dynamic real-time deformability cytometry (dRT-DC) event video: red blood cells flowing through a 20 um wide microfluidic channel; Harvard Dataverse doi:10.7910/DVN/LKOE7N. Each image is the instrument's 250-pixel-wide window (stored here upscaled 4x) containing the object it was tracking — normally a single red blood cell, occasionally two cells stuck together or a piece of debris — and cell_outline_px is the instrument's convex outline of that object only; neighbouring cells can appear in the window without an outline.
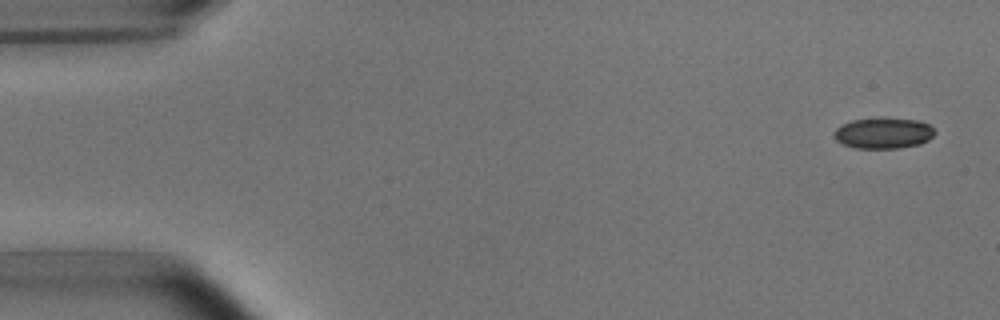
{"species": "common noctule bat (a hibernating species)", "species_latin": "Nyctalus noctula", "temperature_condition": "room temperature", "stored_images_in_passage": 10, "camera_frame_rate_fps": 3000, "um_per_image_px": 0.085, "animal": {"sex": "male", "body_mass_g": 15.6}, "frame": {"image": 1, "passage_image": 1, "time_ms": 0.0, "image_size_px": [1000, 320], "cell_outline_px": [[936, 132], [928, 140], [920, 144], [900, 148], [856, 148], [844, 144], [836, 140], [832, 136], [832, 132], [836, 128], [852, 120], [920, 120], [928, 124]], "centroid_in_image_um": [75.08, 11.35], "position_along_channel_um": 9.9, "area_um2": 17.57}}
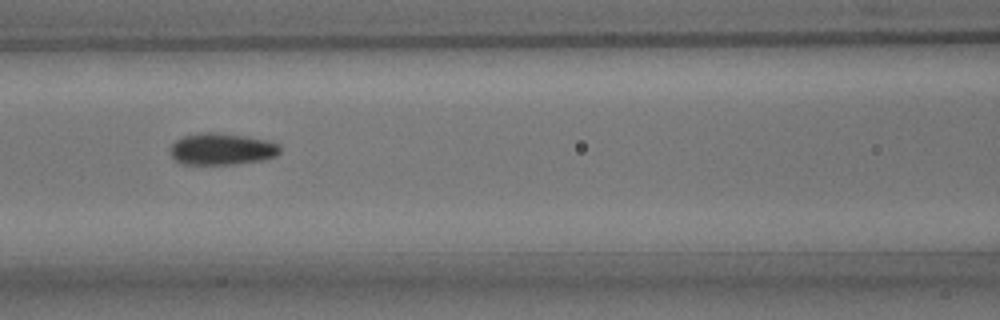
{"frame": {"image": 2, "passage_image": 7, "time_ms": 7.0, "image_size_px": [1000, 320], "cell_outline_px": [[280, 152], [276, 156], [264, 160], [236, 164], [180, 164], [172, 156], [172, 144], [176, 140], [184, 136], [200, 132], [216, 132], [244, 136], [268, 140], [280, 144]], "centroid_in_image_um": [18.89, 12.67], "position_along_channel_um": 147.7, "area_um2": 20.35}}
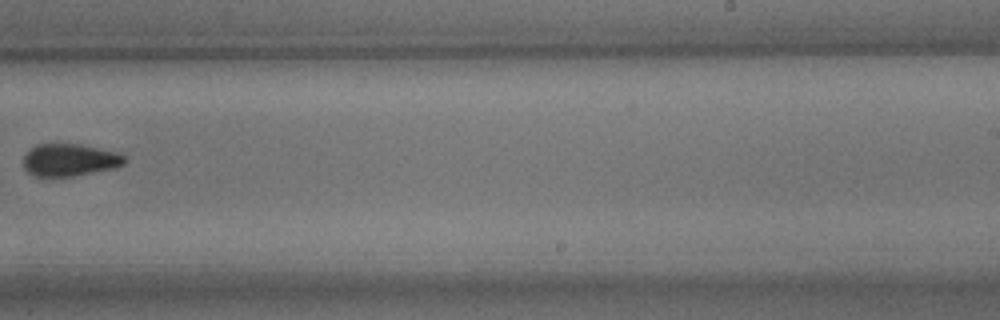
{"frame": {"image": 3, "passage_image": 10, "time_ms": 10.667, "image_size_px": [1000, 320], "cell_outline_px": [[124, 164], [116, 168], [72, 176], [32, 176], [24, 168], [24, 156], [36, 144], [80, 144], [116, 152], [124, 156]], "centroid_in_image_um": [5.91, 13.6], "position_along_channel_um": 283.1, "area_um2": 18.9}}